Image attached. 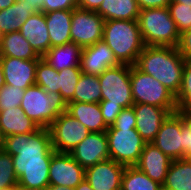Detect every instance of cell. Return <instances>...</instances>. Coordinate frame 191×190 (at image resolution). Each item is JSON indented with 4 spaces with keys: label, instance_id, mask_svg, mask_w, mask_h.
Here are the masks:
<instances>
[{
    "label": "cell",
    "instance_id": "cell-14",
    "mask_svg": "<svg viewBox=\"0 0 191 190\" xmlns=\"http://www.w3.org/2000/svg\"><path fill=\"white\" fill-rule=\"evenodd\" d=\"M125 167L108 159L87 168L84 178L94 190H121V179Z\"/></svg>",
    "mask_w": 191,
    "mask_h": 190
},
{
    "label": "cell",
    "instance_id": "cell-26",
    "mask_svg": "<svg viewBox=\"0 0 191 190\" xmlns=\"http://www.w3.org/2000/svg\"><path fill=\"white\" fill-rule=\"evenodd\" d=\"M96 12L105 21L138 20L140 8L137 0H103Z\"/></svg>",
    "mask_w": 191,
    "mask_h": 190
},
{
    "label": "cell",
    "instance_id": "cell-12",
    "mask_svg": "<svg viewBox=\"0 0 191 190\" xmlns=\"http://www.w3.org/2000/svg\"><path fill=\"white\" fill-rule=\"evenodd\" d=\"M49 184L75 188L85 177V169L70 153L55 152L49 168Z\"/></svg>",
    "mask_w": 191,
    "mask_h": 190
},
{
    "label": "cell",
    "instance_id": "cell-50",
    "mask_svg": "<svg viewBox=\"0 0 191 190\" xmlns=\"http://www.w3.org/2000/svg\"><path fill=\"white\" fill-rule=\"evenodd\" d=\"M2 148H3V137L0 134V149H2Z\"/></svg>",
    "mask_w": 191,
    "mask_h": 190
},
{
    "label": "cell",
    "instance_id": "cell-34",
    "mask_svg": "<svg viewBox=\"0 0 191 190\" xmlns=\"http://www.w3.org/2000/svg\"><path fill=\"white\" fill-rule=\"evenodd\" d=\"M17 183L18 178L15 174L12 155L2 148L0 149V187L4 188Z\"/></svg>",
    "mask_w": 191,
    "mask_h": 190
},
{
    "label": "cell",
    "instance_id": "cell-30",
    "mask_svg": "<svg viewBox=\"0 0 191 190\" xmlns=\"http://www.w3.org/2000/svg\"><path fill=\"white\" fill-rule=\"evenodd\" d=\"M82 74L80 67H71L58 71V93L66 103L73 102L74 92Z\"/></svg>",
    "mask_w": 191,
    "mask_h": 190
},
{
    "label": "cell",
    "instance_id": "cell-10",
    "mask_svg": "<svg viewBox=\"0 0 191 190\" xmlns=\"http://www.w3.org/2000/svg\"><path fill=\"white\" fill-rule=\"evenodd\" d=\"M104 22L96 11L76 7L71 21V42L83 49L102 41Z\"/></svg>",
    "mask_w": 191,
    "mask_h": 190
},
{
    "label": "cell",
    "instance_id": "cell-36",
    "mask_svg": "<svg viewBox=\"0 0 191 190\" xmlns=\"http://www.w3.org/2000/svg\"><path fill=\"white\" fill-rule=\"evenodd\" d=\"M181 132L183 135V158L191 161V114L181 112Z\"/></svg>",
    "mask_w": 191,
    "mask_h": 190
},
{
    "label": "cell",
    "instance_id": "cell-6",
    "mask_svg": "<svg viewBox=\"0 0 191 190\" xmlns=\"http://www.w3.org/2000/svg\"><path fill=\"white\" fill-rule=\"evenodd\" d=\"M131 91L134 104H149L168 109L171 113L178 111L176 96L152 76L131 65Z\"/></svg>",
    "mask_w": 191,
    "mask_h": 190
},
{
    "label": "cell",
    "instance_id": "cell-38",
    "mask_svg": "<svg viewBox=\"0 0 191 190\" xmlns=\"http://www.w3.org/2000/svg\"><path fill=\"white\" fill-rule=\"evenodd\" d=\"M78 7V0H43L41 12L49 13L56 10H73Z\"/></svg>",
    "mask_w": 191,
    "mask_h": 190
},
{
    "label": "cell",
    "instance_id": "cell-22",
    "mask_svg": "<svg viewBox=\"0 0 191 190\" xmlns=\"http://www.w3.org/2000/svg\"><path fill=\"white\" fill-rule=\"evenodd\" d=\"M73 10H56L45 13L51 47L71 42V21Z\"/></svg>",
    "mask_w": 191,
    "mask_h": 190
},
{
    "label": "cell",
    "instance_id": "cell-48",
    "mask_svg": "<svg viewBox=\"0 0 191 190\" xmlns=\"http://www.w3.org/2000/svg\"><path fill=\"white\" fill-rule=\"evenodd\" d=\"M0 190H22V188L20 187V185L17 183L15 185H11V186H7L4 188L0 187Z\"/></svg>",
    "mask_w": 191,
    "mask_h": 190
},
{
    "label": "cell",
    "instance_id": "cell-42",
    "mask_svg": "<svg viewBox=\"0 0 191 190\" xmlns=\"http://www.w3.org/2000/svg\"><path fill=\"white\" fill-rule=\"evenodd\" d=\"M103 0H78V7L90 11H97Z\"/></svg>",
    "mask_w": 191,
    "mask_h": 190
},
{
    "label": "cell",
    "instance_id": "cell-44",
    "mask_svg": "<svg viewBox=\"0 0 191 190\" xmlns=\"http://www.w3.org/2000/svg\"><path fill=\"white\" fill-rule=\"evenodd\" d=\"M74 190H94V189L90 186V184L84 178L83 181L74 188Z\"/></svg>",
    "mask_w": 191,
    "mask_h": 190
},
{
    "label": "cell",
    "instance_id": "cell-18",
    "mask_svg": "<svg viewBox=\"0 0 191 190\" xmlns=\"http://www.w3.org/2000/svg\"><path fill=\"white\" fill-rule=\"evenodd\" d=\"M172 161L169 156L151 142L145 144L140 159L135 166L153 181L163 185Z\"/></svg>",
    "mask_w": 191,
    "mask_h": 190
},
{
    "label": "cell",
    "instance_id": "cell-33",
    "mask_svg": "<svg viewBox=\"0 0 191 190\" xmlns=\"http://www.w3.org/2000/svg\"><path fill=\"white\" fill-rule=\"evenodd\" d=\"M171 18L179 33L191 28V6L172 1L169 4Z\"/></svg>",
    "mask_w": 191,
    "mask_h": 190
},
{
    "label": "cell",
    "instance_id": "cell-21",
    "mask_svg": "<svg viewBox=\"0 0 191 190\" xmlns=\"http://www.w3.org/2000/svg\"><path fill=\"white\" fill-rule=\"evenodd\" d=\"M66 112L85 125L90 132H106V125L99 103H67Z\"/></svg>",
    "mask_w": 191,
    "mask_h": 190
},
{
    "label": "cell",
    "instance_id": "cell-23",
    "mask_svg": "<svg viewBox=\"0 0 191 190\" xmlns=\"http://www.w3.org/2000/svg\"><path fill=\"white\" fill-rule=\"evenodd\" d=\"M82 48L73 43L51 47L42 58L57 71L80 67Z\"/></svg>",
    "mask_w": 191,
    "mask_h": 190
},
{
    "label": "cell",
    "instance_id": "cell-46",
    "mask_svg": "<svg viewBox=\"0 0 191 190\" xmlns=\"http://www.w3.org/2000/svg\"><path fill=\"white\" fill-rule=\"evenodd\" d=\"M45 190H74V188L65 187L61 185H49Z\"/></svg>",
    "mask_w": 191,
    "mask_h": 190
},
{
    "label": "cell",
    "instance_id": "cell-17",
    "mask_svg": "<svg viewBox=\"0 0 191 190\" xmlns=\"http://www.w3.org/2000/svg\"><path fill=\"white\" fill-rule=\"evenodd\" d=\"M133 108L136 116L135 129L147 143H151L171 112L149 104H134Z\"/></svg>",
    "mask_w": 191,
    "mask_h": 190
},
{
    "label": "cell",
    "instance_id": "cell-1",
    "mask_svg": "<svg viewBox=\"0 0 191 190\" xmlns=\"http://www.w3.org/2000/svg\"><path fill=\"white\" fill-rule=\"evenodd\" d=\"M3 149L12 155L15 174L22 190H45L49 184V168L55 150L49 130L15 134L3 138Z\"/></svg>",
    "mask_w": 191,
    "mask_h": 190
},
{
    "label": "cell",
    "instance_id": "cell-45",
    "mask_svg": "<svg viewBox=\"0 0 191 190\" xmlns=\"http://www.w3.org/2000/svg\"><path fill=\"white\" fill-rule=\"evenodd\" d=\"M16 0H0V10L6 9L9 6L13 5Z\"/></svg>",
    "mask_w": 191,
    "mask_h": 190
},
{
    "label": "cell",
    "instance_id": "cell-40",
    "mask_svg": "<svg viewBox=\"0 0 191 190\" xmlns=\"http://www.w3.org/2000/svg\"><path fill=\"white\" fill-rule=\"evenodd\" d=\"M99 105L101 114L103 115L106 125L108 127L112 126L123 108L120 105H113V104H99Z\"/></svg>",
    "mask_w": 191,
    "mask_h": 190
},
{
    "label": "cell",
    "instance_id": "cell-41",
    "mask_svg": "<svg viewBox=\"0 0 191 190\" xmlns=\"http://www.w3.org/2000/svg\"><path fill=\"white\" fill-rule=\"evenodd\" d=\"M172 0H137L140 10L169 7Z\"/></svg>",
    "mask_w": 191,
    "mask_h": 190
},
{
    "label": "cell",
    "instance_id": "cell-15",
    "mask_svg": "<svg viewBox=\"0 0 191 190\" xmlns=\"http://www.w3.org/2000/svg\"><path fill=\"white\" fill-rule=\"evenodd\" d=\"M113 51L104 41L82 49L80 69L82 73L99 76L106 69L120 65Z\"/></svg>",
    "mask_w": 191,
    "mask_h": 190
},
{
    "label": "cell",
    "instance_id": "cell-31",
    "mask_svg": "<svg viewBox=\"0 0 191 190\" xmlns=\"http://www.w3.org/2000/svg\"><path fill=\"white\" fill-rule=\"evenodd\" d=\"M35 84L47 92L58 93V71L42 57L36 67Z\"/></svg>",
    "mask_w": 191,
    "mask_h": 190
},
{
    "label": "cell",
    "instance_id": "cell-27",
    "mask_svg": "<svg viewBox=\"0 0 191 190\" xmlns=\"http://www.w3.org/2000/svg\"><path fill=\"white\" fill-rule=\"evenodd\" d=\"M162 190H191V161L187 159L173 160Z\"/></svg>",
    "mask_w": 191,
    "mask_h": 190
},
{
    "label": "cell",
    "instance_id": "cell-2",
    "mask_svg": "<svg viewBox=\"0 0 191 190\" xmlns=\"http://www.w3.org/2000/svg\"><path fill=\"white\" fill-rule=\"evenodd\" d=\"M185 61L176 47L145 46L135 66L177 96L182 85Z\"/></svg>",
    "mask_w": 191,
    "mask_h": 190
},
{
    "label": "cell",
    "instance_id": "cell-28",
    "mask_svg": "<svg viewBox=\"0 0 191 190\" xmlns=\"http://www.w3.org/2000/svg\"><path fill=\"white\" fill-rule=\"evenodd\" d=\"M101 86L98 76L82 73L73 96V102L100 103Z\"/></svg>",
    "mask_w": 191,
    "mask_h": 190
},
{
    "label": "cell",
    "instance_id": "cell-37",
    "mask_svg": "<svg viewBox=\"0 0 191 190\" xmlns=\"http://www.w3.org/2000/svg\"><path fill=\"white\" fill-rule=\"evenodd\" d=\"M108 128H136V116L133 106L123 108L114 124Z\"/></svg>",
    "mask_w": 191,
    "mask_h": 190
},
{
    "label": "cell",
    "instance_id": "cell-19",
    "mask_svg": "<svg viewBox=\"0 0 191 190\" xmlns=\"http://www.w3.org/2000/svg\"><path fill=\"white\" fill-rule=\"evenodd\" d=\"M19 32L28 40L34 51L42 57L50 48V36L45 20V13L35 12L23 23Z\"/></svg>",
    "mask_w": 191,
    "mask_h": 190
},
{
    "label": "cell",
    "instance_id": "cell-32",
    "mask_svg": "<svg viewBox=\"0 0 191 190\" xmlns=\"http://www.w3.org/2000/svg\"><path fill=\"white\" fill-rule=\"evenodd\" d=\"M178 111L191 114V60H186L180 91L176 96Z\"/></svg>",
    "mask_w": 191,
    "mask_h": 190
},
{
    "label": "cell",
    "instance_id": "cell-20",
    "mask_svg": "<svg viewBox=\"0 0 191 190\" xmlns=\"http://www.w3.org/2000/svg\"><path fill=\"white\" fill-rule=\"evenodd\" d=\"M40 127L29 118L21 107L0 111V134L7 137L15 134L34 133Z\"/></svg>",
    "mask_w": 191,
    "mask_h": 190
},
{
    "label": "cell",
    "instance_id": "cell-29",
    "mask_svg": "<svg viewBox=\"0 0 191 190\" xmlns=\"http://www.w3.org/2000/svg\"><path fill=\"white\" fill-rule=\"evenodd\" d=\"M121 190H162V185L136 166H126L121 179Z\"/></svg>",
    "mask_w": 191,
    "mask_h": 190
},
{
    "label": "cell",
    "instance_id": "cell-4",
    "mask_svg": "<svg viewBox=\"0 0 191 190\" xmlns=\"http://www.w3.org/2000/svg\"><path fill=\"white\" fill-rule=\"evenodd\" d=\"M20 107L40 128L48 129L58 116L66 112L67 103L60 93L47 92L35 84L25 89Z\"/></svg>",
    "mask_w": 191,
    "mask_h": 190
},
{
    "label": "cell",
    "instance_id": "cell-3",
    "mask_svg": "<svg viewBox=\"0 0 191 190\" xmlns=\"http://www.w3.org/2000/svg\"><path fill=\"white\" fill-rule=\"evenodd\" d=\"M121 64L135 65L145 45L138 20H108L104 22L103 38Z\"/></svg>",
    "mask_w": 191,
    "mask_h": 190
},
{
    "label": "cell",
    "instance_id": "cell-43",
    "mask_svg": "<svg viewBox=\"0 0 191 190\" xmlns=\"http://www.w3.org/2000/svg\"><path fill=\"white\" fill-rule=\"evenodd\" d=\"M25 1H27L28 4L31 5L36 12L41 11L43 0H25Z\"/></svg>",
    "mask_w": 191,
    "mask_h": 190
},
{
    "label": "cell",
    "instance_id": "cell-5",
    "mask_svg": "<svg viewBox=\"0 0 191 190\" xmlns=\"http://www.w3.org/2000/svg\"><path fill=\"white\" fill-rule=\"evenodd\" d=\"M138 23L145 46H177L180 33L168 7L140 10Z\"/></svg>",
    "mask_w": 191,
    "mask_h": 190
},
{
    "label": "cell",
    "instance_id": "cell-39",
    "mask_svg": "<svg viewBox=\"0 0 191 190\" xmlns=\"http://www.w3.org/2000/svg\"><path fill=\"white\" fill-rule=\"evenodd\" d=\"M176 48L185 60H191V28L180 33Z\"/></svg>",
    "mask_w": 191,
    "mask_h": 190
},
{
    "label": "cell",
    "instance_id": "cell-35",
    "mask_svg": "<svg viewBox=\"0 0 191 190\" xmlns=\"http://www.w3.org/2000/svg\"><path fill=\"white\" fill-rule=\"evenodd\" d=\"M24 92V89L5 84L0 90V111L19 107Z\"/></svg>",
    "mask_w": 191,
    "mask_h": 190
},
{
    "label": "cell",
    "instance_id": "cell-13",
    "mask_svg": "<svg viewBox=\"0 0 191 190\" xmlns=\"http://www.w3.org/2000/svg\"><path fill=\"white\" fill-rule=\"evenodd\" d=\"M70 154L85 170L110 159L106 132H90Z\"/></svg>",
    "mask_w": 191,
    "mask_h": 190
},
{
    "label": "cell",
    "instance_id": "cell-47",
    "mask_svg": "<svg viewBox=\"0 0 191 190\" xmlns=\"http://www.w3.org/2000/svg\"><path fill=\"white\" fill-rule=\"evenodd\" d=\"M5 85V80H4V73H3V69H2V62L0 59V90L2 89V87Z\"/></svg>",
    "mask_w": 191,
    "mask_h": 190
},
{
    "label": "cell",
    "instance_id": "cell-49",
    "mask_svg": "<svg viewBox=\"0 0 191 190\" xmlns=\"http://www.w3.org/2000/svg\"><path fill=\"white\" fill-rule=\"evenodd\" d=\"M174 2H178V3H181V4H185L187 6H191V0H172Z\"/></svg>",
    "mask_w": 191,
    "mask_h": 190
},
{
    "label": "cell",
    "instance_id": "cell-9",
    "mask_svg": "<svg viewBox=\"0 0 191 190\" xmlns=\"http://www.w3.org/2000/svg\"><path fill=\"white\" fill-rule=\"evenodd\" d=\"M48 130L52 147L58 153H70L90 133L85 125L67 112L58 116Z\"/></svg>",
    "mask_w": 191,
    "mask_h": 190
},
{
    "label": "cell",
    "instance_id": "cell-8",
    "mask_svg": "<svg viewBox=\"0 0 191 190\" xmlns=\"http://www.w3.org/2000/svg\"><path fill=\"white\" fill-rule=\"evenodd\" d=\"M110 159L125 166H135L147 143L135 128L106 130Z\"/></svg>",
    "mask_w": 191,
    "mask_h": 190
},
{
    "label": "cell",
    "instance_id": "cell-16",
    "mask_svg": "<svg viewBox=\"0 0 191 190\" xmlns=\"http://www.w3.org/2000/svg\"><path fill=\"white\" fill-rule=\"evenodd\" d=\"M6 85L27 89L35 85L36 67L39 60L0 57Z\"/></svg>",
    "mask_w": 191,
    "mask_h": 190
},
{
    "label": "cell",
    "instance_id": "cell-7",
    "mask_svg": "<svg viewBox=\"0 0 191 190\" xmlns=\"http://www.w3.org/2000/svg\"><path fill=\"white\" fill-rule=\"evenodd\" d=\"M131 65L120 64L106 69L98 76L102 101L99 104L120 105L122 108L134 105L130 81Z\"/></svg>",
    "mask_w": 191,
    "mask_h": 190
},
{
    "label": "cell",
    "instance_id": "cell-24",
    "mask_svg": "<svg viewBox=\"0 0 191 190\" xmlns=\"http://www.w3.org/2000/svg\"><path fill=\"white\" fill-rule=\"evenodd\" d=\"M0 57H13L24 60H39L41 58L19 31L2 35Z\"/></svg>",
    "mask_w": 191,
    "mask_h": 190
},
{
    "label": "cell",
    "instance_id": "cell-25",
    "mask_svg": "<svg viewBox=\"0 0 191 190\" xmlns=\"http://www.w3.org/2000/svg\"><path fill=\"white\" fill-rule=\"evenodd\" d=\"M36 11L25 0H16L6 9L0 10V32L1 34L19 31L23 23Z\"/></svg>",
    "mask_w": 191,
    "mask_h": 190
},
{
    "label": "cell",
    "instance_id": "cell-11",
    "mask_svg": "<svg viewBox=\"0 0 191 190\" xmlns=\"http://www.w3.org/2000/svg\"><path fill=\"white\" fill-rule=\"evenodd\" d=\"M152 143L172 160L183 159L180 111L167 116Z\"/></svg>",
    "mask_w": 191,
    "mask_h": 190
}]
</instances>
